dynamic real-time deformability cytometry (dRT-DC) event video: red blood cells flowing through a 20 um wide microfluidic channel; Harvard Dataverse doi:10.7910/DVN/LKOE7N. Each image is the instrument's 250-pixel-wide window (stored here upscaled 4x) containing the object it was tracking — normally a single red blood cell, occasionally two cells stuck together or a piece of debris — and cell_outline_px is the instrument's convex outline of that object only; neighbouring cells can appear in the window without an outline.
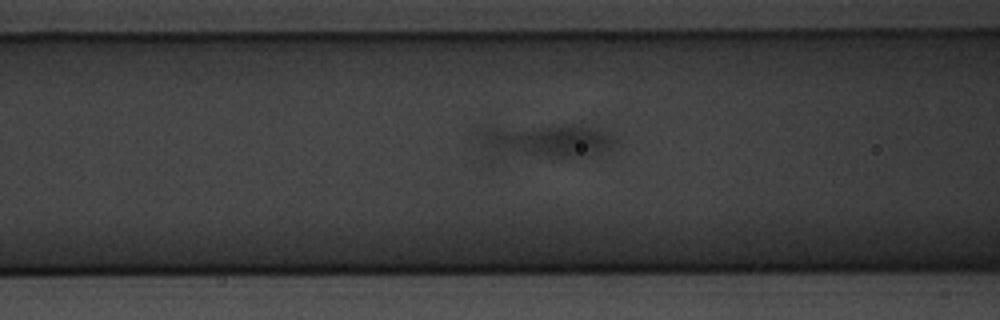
{"species": "common noctule bat (a hibernating species)", "species_latin": "Nyctalus noctula", "temperature_condition": "warm", "stored_images_in_passage": 31, "segment_of_instrument_passage": [2, 3], "camera_frame_rate_fps": 3000, "um_per_image_px": 0.085, "animal": {"sex": "male", "body_mass_g": 20.1, "forearm_length_mm": 53.5}, "frame": {"image": 1, "passage_image": 5, "time_ms": 1.333, "image_size_px": [1000, 320], "cell_outline_px": [[616, 140], [612, 148], [588, 156], [572, 160], [496, 148], [480, 144], [472, 136], [484, 128], [592, 128], [616, 136]], "centroid_in_image_um": [46.6, 11.99], "position_along_channel_um": 120.0, "area_um2": 24.1}}
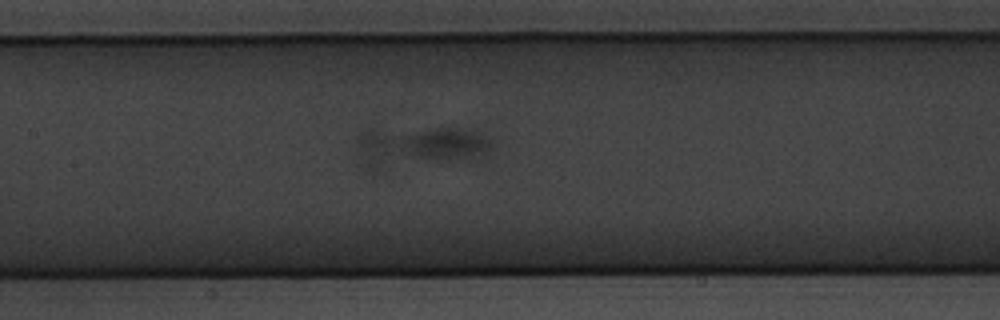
{"frame": {"image": 2, "passage_image": 9, "time_ms": 2.667, "image_size_px": [1000, 320], "cell_outline_px": [[492, 144], [488, 148], [480, 152], [448, 160], [372, 168], [368, 164], [356, 136], [368, 128], [464, 128], [484, 136]], "centroid_in_image_um": [35.55, 12.34], "position_along_channel_um": 171.8, "area_um2": 29.42}}